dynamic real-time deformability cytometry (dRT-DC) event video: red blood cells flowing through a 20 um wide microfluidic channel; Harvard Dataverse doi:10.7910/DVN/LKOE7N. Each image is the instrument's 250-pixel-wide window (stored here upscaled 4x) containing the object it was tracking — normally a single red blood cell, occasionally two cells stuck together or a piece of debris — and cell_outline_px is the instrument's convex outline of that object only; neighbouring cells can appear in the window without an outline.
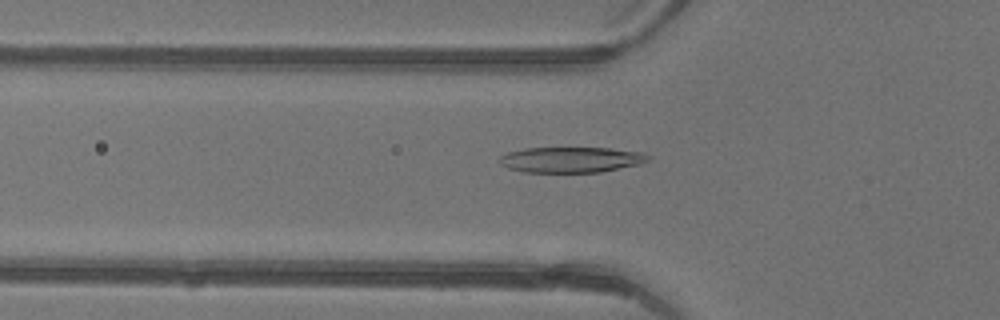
{"species": "common noctule bat (a hibernating species)", "species_latin": "Nyctalus noctula", "temperature_condition": "warm", "stored_images_in_passage": 38, "camera_frame_rate_fps": 3000, "um_per_image_px": 0.085, "animal": {"sex": "female"}, "frame": {"image": 1, "passage_image": 8, "time_ms": 2.333, "image_size_px": [1000, 320], "cell_outline_px": [[652, 160], [640, 164], [600, 172], [524, 172], [508, 168], [500, 164], [500, 156], [504, 152], [524, 148], [612, 148], [644, 152], [652, 156]], "centroid_in_image_um": [48.58, 13.56], "position_along_channel_um": 77.2, "area_um2": 22.48}}
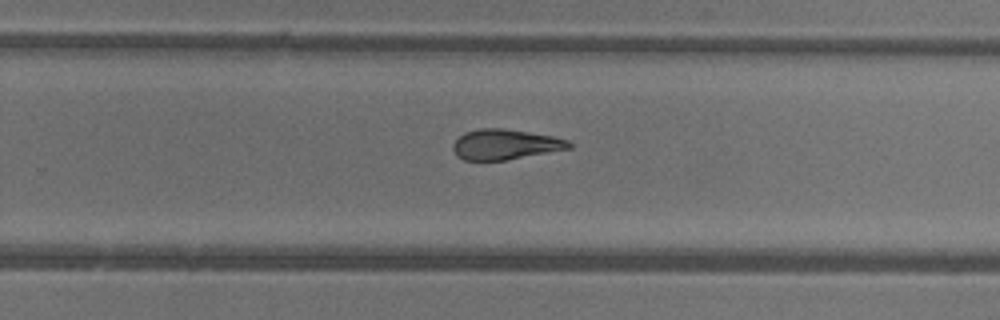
{"frame": {"image": 2, "passage_image": 22, "time_ms": 7.0, "image_size_px": [1000, 320], "cell_outline_px": [[572, 148], [504, 160], [464, 160], [456, 156], [452, 148], [452, 144], [464, 132], [480, 128], [504, 128], [552, 136], [568, 140], [572, 144]], "centroid_in_image_um": [42.91, 12.27], "position_along_channel_um": 286.9, "area_um2": 20.4}}
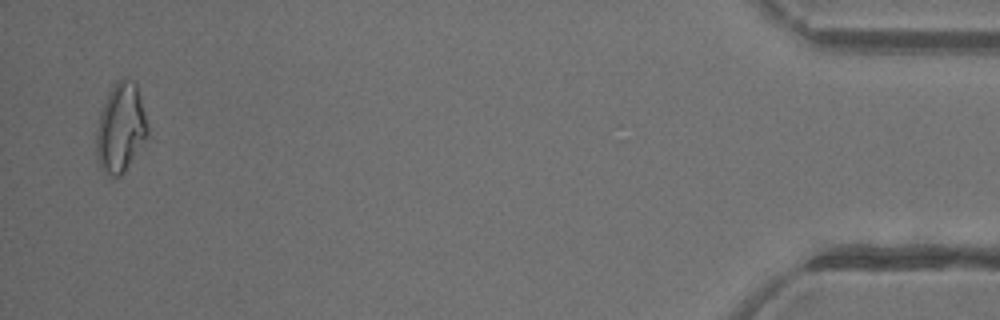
{"frame": {"image": 3, "passage_image": 37, "time_ms": 12.0, "image_size_px": [1000, 320], "cell_outline_px": [[148, 136], [120, 176], [112, 180], [100, 168], [96, 156], [96, 132], [100, 112], [112, 84], [116, 80], [124, 76], [132, 80], [136, 84], [148, 124]], "centroid_in_image_um": [10.23, 10.86], "position_along_channel_um": 425.0, "area_um2": 26.82}, "authors_computed_cell_mechanics": {"area_um2": 21.9351, "velocity_mm_per_s": 4.4832, "shape_relaxation_time_tau1_ms": 7.9982, "shape_relaxation_time_tau2_ms": 3.6676, "deformation_change_tau1": 0.2556, "deformation_change_tau2": 0.1238}}